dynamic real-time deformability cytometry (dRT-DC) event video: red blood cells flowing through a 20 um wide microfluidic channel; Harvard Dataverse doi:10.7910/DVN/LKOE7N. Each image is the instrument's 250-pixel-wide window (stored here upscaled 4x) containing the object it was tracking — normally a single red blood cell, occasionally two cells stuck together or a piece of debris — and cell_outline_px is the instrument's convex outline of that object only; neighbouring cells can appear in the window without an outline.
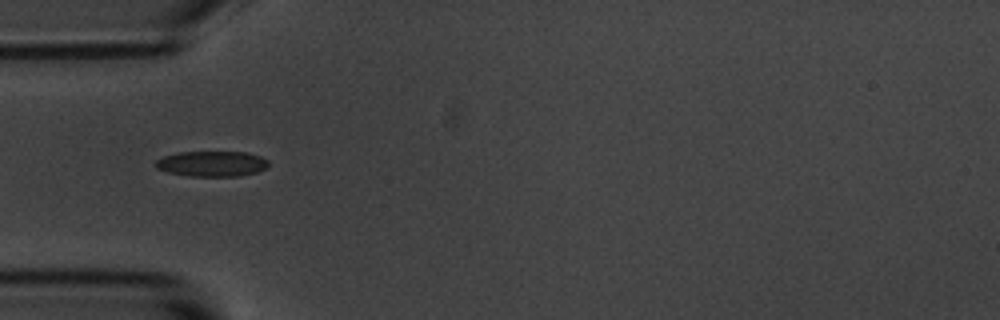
{"species": "common noctule bat (a hibernating species)", "species_latin": "Nyctalus noctula", "temperature_condition": "room temperature", "stored_images_in_passage": 6, "camera_frame_rate_fps": 3000, "um_per_image_px": 0.085, "animal": {"sex": "male", "body_mass_g": 20.1, "forearm_length_mm": 53.5}, "frame": {"image": 1, "passage_image": 1, "time_ms": 0.0, "image_size_px": [1000, 320], "cell_outline_px": [[268, 168], [256, 172], [240, 176], [188, 176], [168, 172], [156, 168], [156, 160], [164, 156], [180, 152], [244, 152], [260, 156], [268, 160]], "centroid_in_image_um": [18.03, 13.92], "position_along_channel_um": 67.0, "area_um2": 16.7}}
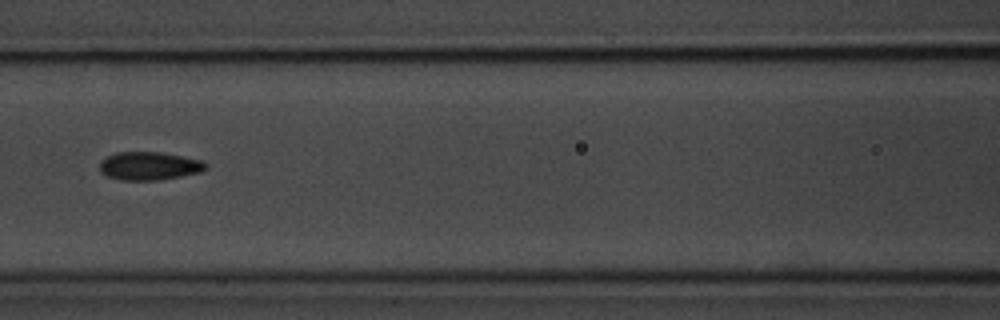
{"frame": {"image": 2, "passage_image": 3, "time_ms": 0.667, "image_size_px": [1000, 320], "cell_outline_px": [[208, 168], [200, 172], [160, 180], [124, 180], [108, 176], [100, 172], [100, 160], [116, 152], [160, 152], [200, 160], [208, 164]], "centroid_in_image_um": [12.68, 14.1], "position_along_channel_um": 153.9, "area_um2": 17.34}}
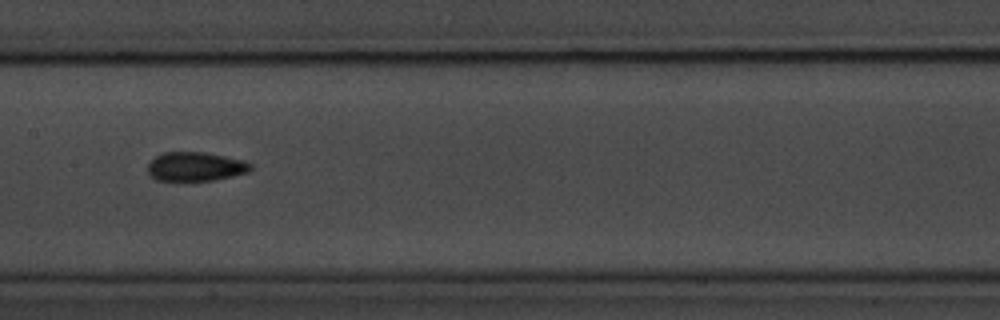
{"frame": {"image": 3, "passage_image": 4, "time_ms": 1.0, "image_size_px": [1000, 320], "cell_outline_px": [[252, 168], [248, 172], [232, 176], [212, 180], [156, 180], [148, 172], [148, 164], [156, 156], [164, 152], [204, 152], [224, 156], [240, 160], [252, 164]], "centroid_in_image_um": [16.6, 14.15], "position_along_channel_um": 190.8, "area_um2": 17.11}}